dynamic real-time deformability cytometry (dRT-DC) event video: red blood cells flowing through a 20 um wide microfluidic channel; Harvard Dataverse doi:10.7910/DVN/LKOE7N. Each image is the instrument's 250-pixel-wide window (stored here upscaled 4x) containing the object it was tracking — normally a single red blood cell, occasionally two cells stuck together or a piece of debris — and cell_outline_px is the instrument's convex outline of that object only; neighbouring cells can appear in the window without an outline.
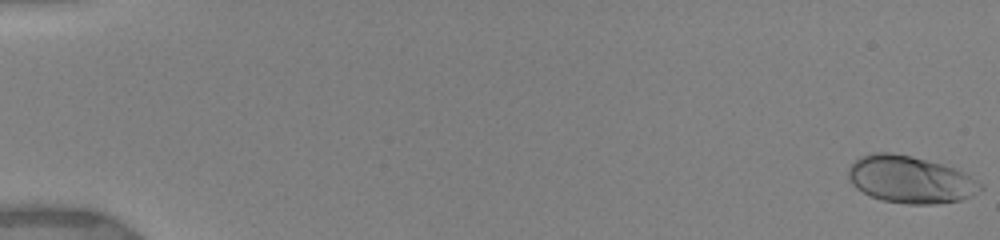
{"species": "human", "species_latin": "Homo sapiens", "temperature_condition": "warm", "stored_images_in_passage": 36, "camera_frame_rate_fps": 3000, "um_per_image_px": 0.085, "donor": {"sex": "female"}, "frame": {"image": 1, "passage_image": 1, "time_ms": 0.0, "image_size_px": [1000, 240], "cell_outline_px": [[984, 188], [980, 192], [972, 196], [960, 200], [932, 204], [908, 204], [880, 200], [856, 188], [852, 184], [848, 176], [848, 168], [860, 156], [876, 152], [888, 152], [912, 156], [940, 164], [964, 172], [984, 184]], "centroid_in_image_um": [77.39, 15.27], "position_along_channel_um": 7.6, "area_um2": 36.24}}
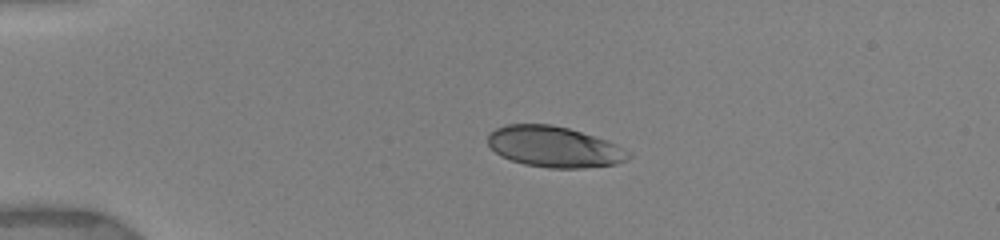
{"frame": {"image": 2, "passage_image": 24, "time_ms": 4.0, "image_size_px": [1000, 240], "cell_outline_px": [[632, 156], [616, 164], [584, 168], [548, 168], [524, 164], [500, 156], [488, 144], [488, 132], [504, 124], [552, 124], [568, 128], [608, 140], [632, 152]], "centroid_in_image_um": [47.11, 12.47], "position_along_channel_um": 37.9, "area_um2": 33.7}}